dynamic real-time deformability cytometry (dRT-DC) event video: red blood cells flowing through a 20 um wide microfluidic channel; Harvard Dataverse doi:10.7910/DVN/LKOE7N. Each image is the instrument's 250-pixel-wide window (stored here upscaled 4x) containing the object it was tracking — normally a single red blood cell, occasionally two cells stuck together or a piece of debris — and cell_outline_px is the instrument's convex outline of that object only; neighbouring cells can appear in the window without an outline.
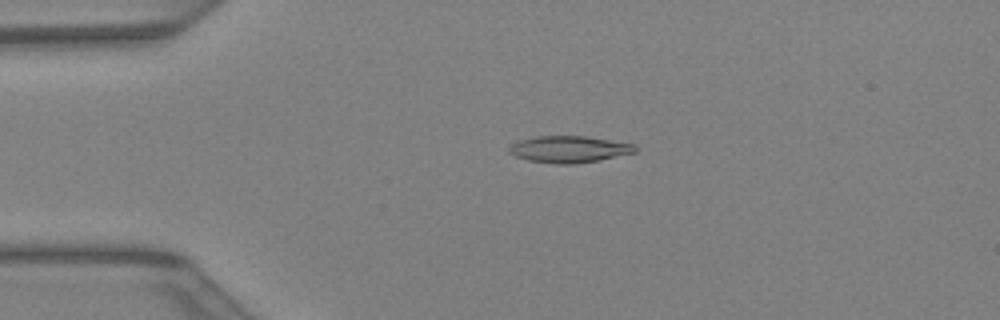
{"species": "Egyptian fruit bat (a non-hibernating species)", "species_latin": "Rousettus aegyptiacus", "temperature_condition": "warm", "stored_images_in_passage": 42, "camera_frame_rate_fps": 3000, "um_per_image_px": 0.085, "animal": {"sex": "female"}, "frame": {"image": 1, "passage_image": 10, "time_ms": 3.0, "image_size_px": [1000, 320], "cell_outline_px": [[636, 152], [596, 160], [572, 164], [556, 164], [528, 160], [516, 156], [508, 152], [508, 148], [512, 144], [520, 140], [536, 136], [584, 136], [636, 144]], "centroid_in_image_um": [48.35, 12.68], "position_along_channel_um": 36.7, "area_um2": 19.36}}
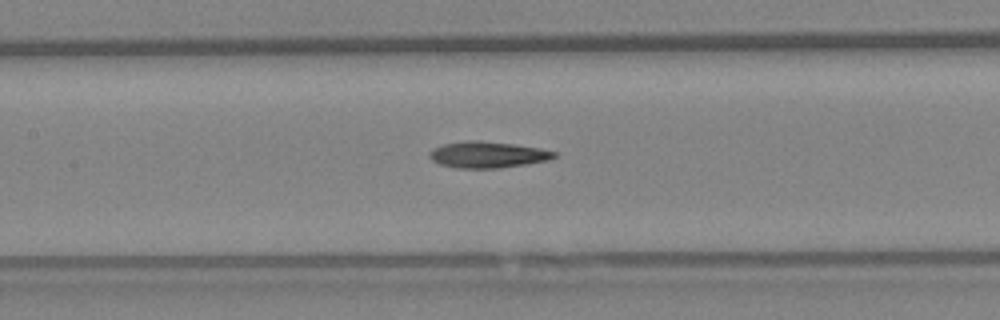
{"frame": {"image": 2, "passage_image": 20, "time_ms": 6.333, "image_size_px": [1000, 320], "cell_outline_px": [[556, 156], [548, 160], [524, 164], [496, 168], [456, 168], [440, 164], [432, 160], [428, 156], [432, 148], [444, 144], [464, 140], [480, 140], [512, 144], [540, 148], [556, 152]], "centroid_in_image_um": [41.4, 13.14], "position_along_channel_um": 166.0, "area_um2": 19.02}}
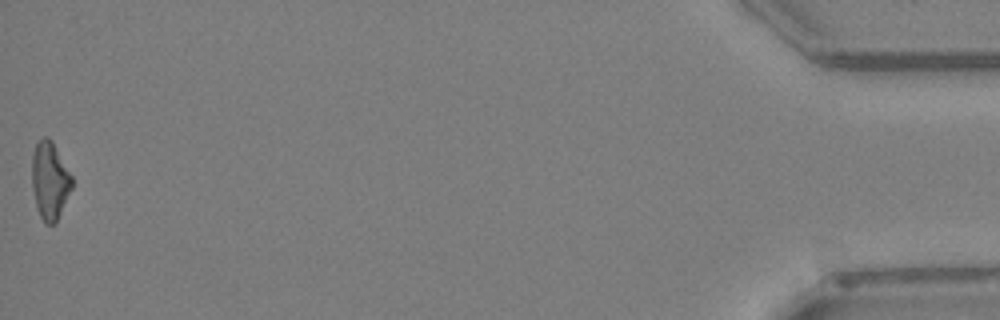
{"frame": {"image": 3, "passage_image": 42, "time_ms": 13.667, "image_size_px": [1000, 320], "cell_outline_px": [[72, 188], [56, 224], [44, 224], [36, 208], [32, 188], [32, 152], [36, 144], [44, 136], [48, 136], [52, 140], [72, 176]], "centroid_in_image_um": [4.23, 15.37], "position_along_channel_um": 431.0, "area_um2": 18.32}}